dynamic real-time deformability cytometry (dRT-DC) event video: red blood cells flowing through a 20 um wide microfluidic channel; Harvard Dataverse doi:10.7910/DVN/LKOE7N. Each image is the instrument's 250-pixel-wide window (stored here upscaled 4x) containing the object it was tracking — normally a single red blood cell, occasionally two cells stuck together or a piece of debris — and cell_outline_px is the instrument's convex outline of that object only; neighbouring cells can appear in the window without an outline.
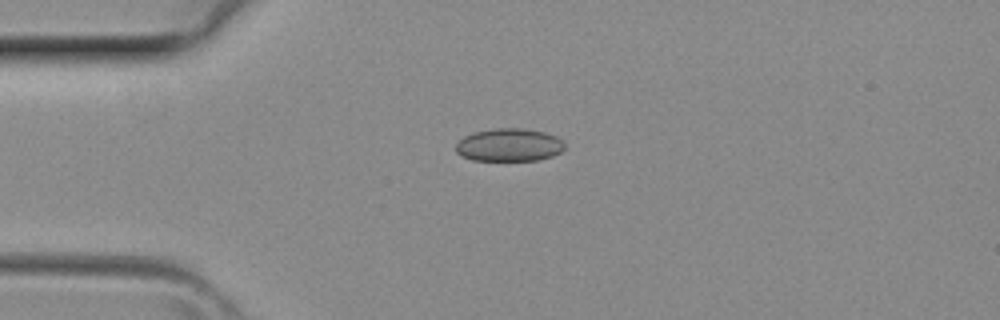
{"species": "common noctule bat (a hibernating species)", "species_latin": "Nyctalus noctula", "temperature_condition": "room temperature", "stored_images_in_passage": 3, "camera_frame_rate_fps": 3000, "um_per_image_px": 0.085, "animal": {"sex": "female", "body_mass_g": 29.2, "forearm_length_mm": 56.3}, "frame": {"image": 1, "passage_image": 3, "time_ms": 0.667, "image_size_px": [1000, 320], "cell_outline_px": [[564, 148], [560, 152], [552, 156], [536, 160], [472, 160], [460, 156], [456, 152], [456, 144], [464, 136], [476, 132], [496, 128], [524, 128], [544, 132], [556, 136], [564, 140]], "centroid_in_image_um": [43.28, 12.32], "position_along_channel_um": 41.7, "area_um2": 20.87}}